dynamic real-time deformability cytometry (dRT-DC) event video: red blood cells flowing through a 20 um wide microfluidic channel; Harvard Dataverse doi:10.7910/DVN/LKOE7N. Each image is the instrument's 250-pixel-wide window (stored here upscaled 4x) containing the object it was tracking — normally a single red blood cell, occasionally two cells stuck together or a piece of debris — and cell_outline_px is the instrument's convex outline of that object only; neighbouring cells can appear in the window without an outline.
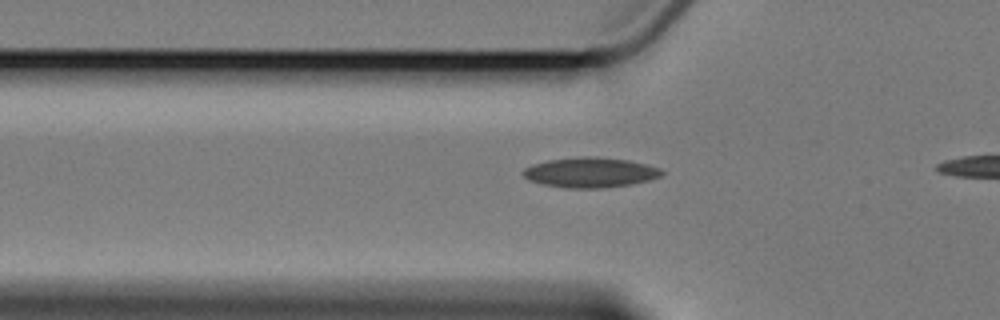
{"species": "Egyptian fruit bat (a non-hibernating species)", "species_latin": "Rousettus aegyptiacus", "temperature_condition": "cold", "stored_images_in_passage": 2, "camera_frame_rate_fps": 3000, "um_per_image_px": 0.085, "animal": {"sex": "female"}, "frame": {"image": 1, "passage_image": 2, "time_ms": 1.333, "image_size_px": [1000, 320], "cell_outline_px": [[664, 172], [660, 176], [648, 180], [632, 184], [600, 188], [568, 188], [544, 184], [528, 180], [520, 172], [524, 168], [532, 164], [548, 160], [580, 156], [596, 156], [628, 160], [660, 168]], "centroid_in_image_um": [50.14, 14.65], "position_along_channel_um": 75.7, "area_um2": 24.28}}